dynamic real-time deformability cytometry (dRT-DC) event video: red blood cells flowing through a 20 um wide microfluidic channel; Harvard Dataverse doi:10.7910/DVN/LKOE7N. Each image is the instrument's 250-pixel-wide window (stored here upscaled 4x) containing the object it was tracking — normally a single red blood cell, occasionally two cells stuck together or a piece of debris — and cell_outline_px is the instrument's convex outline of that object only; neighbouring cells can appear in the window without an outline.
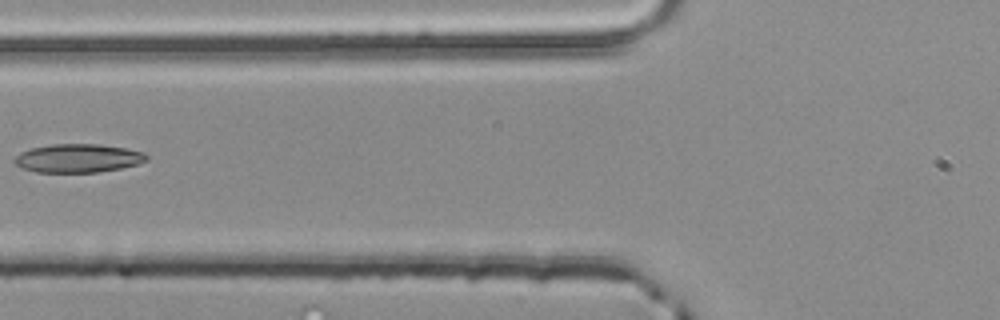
{"species": "common noctule bat (a hibernating species)", "species_latin": "Nyctalus noctula", "temperature_condition": "room temperature", "stored_images_in_passage": 5, "camera_frame_rate_fps": 3000, "um_per_image_px": 0.085, "animal": {"sex": "male", "body_mass_g": 20.4}, "frame": {"image": 1, "passage_image": 5, "time_ms": 1.333, "image_size_px": [1000, 320], "cell_outline_px": [[148, 160], [140, 164], [120, 168], [96, 172], [36, 172], [24, 168], [16, 164], [12, 160], [20, 152], [32, 148], [52, 144], [96, 144], [128, 148], [144, 152], [148, 156]], "centroid_in_image_um": [6.67, 13.44], "position_along_channel_um": 119.1, "area_um2": 21.96}}